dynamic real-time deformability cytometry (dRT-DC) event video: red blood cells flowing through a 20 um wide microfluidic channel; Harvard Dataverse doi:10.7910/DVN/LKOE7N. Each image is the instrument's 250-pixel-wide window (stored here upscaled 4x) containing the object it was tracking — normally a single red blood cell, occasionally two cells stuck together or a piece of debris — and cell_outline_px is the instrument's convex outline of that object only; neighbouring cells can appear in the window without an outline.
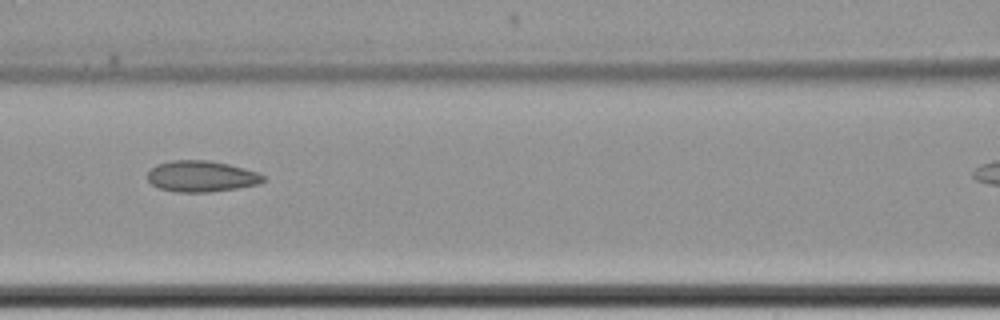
{"species": "common noctule bat (a hibernating species)", "species_latin": "Nyctalus noctula", "temperature_condition": "cold", "stored_images_in_passage": 9, "camera_frame_rate_fps": 3000, "um_per_image_px": 0.085, "animal": {"sex": "female", "body_mass_g": 22.7, "forearm_length_mm": 54.2}, "frame": {"image": 1, "passage_image": 7, "time_ms": 7.333, "image_size_px": [1000, 320], "cell_outline_px": [[264, 180], [260, 184], [236, 188], [208, 192], [176, 192], [160, 188], [152, 184], [148, 180], [148, 172], [156, 164], [172, 160], [208, 160], [228, 164], [244, 168], [256, 172], [264, 176]], "centroid_in_image_um": [17.11, 14.98], "position_along_channel_um": 149.5, "area_um2": 20.87}}
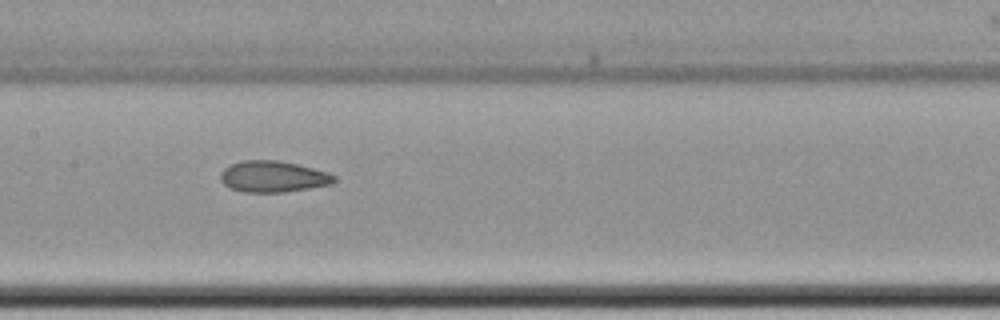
{"frame": {"image": 2, "passage_image": 8, "time_ms": 8.333, "image_size_px": [1000, 320], "cell_outline_px": [[336, 180], [332, 184], [284, 192], [244, 192], [232, 188], [224, 184], [220, 180], [220, 172], [224, 168], [232, 164], [244, 160], [276, 160], [296, 164], [328, 172], [336, 176]], "centroid_in_image_um": [23.21, 15.01], "position_along_channel_um": 184.2, "area_um2": 20.58}}
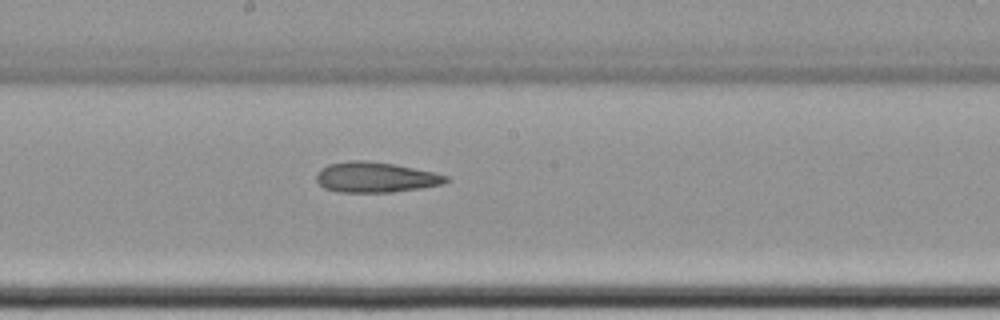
{"frame": {"image": 3, "passage_image": 9, "time_ms": 11.333, "image_size_px": [1000, 320], "cell_outline_px": [[448, 180], [444, 184], [420, 188], [392, 192], [340, 192], [324, 188], [316, 180], [316, 172], [320, 168], [328, 164], [352, 160], [368, 160], [392, 164], [436, 172], [448, 176]], "centroid_in_image_um": [31.91, 15.06], "position_along_channel_um": 216.3, "area_um2": 23.0}}